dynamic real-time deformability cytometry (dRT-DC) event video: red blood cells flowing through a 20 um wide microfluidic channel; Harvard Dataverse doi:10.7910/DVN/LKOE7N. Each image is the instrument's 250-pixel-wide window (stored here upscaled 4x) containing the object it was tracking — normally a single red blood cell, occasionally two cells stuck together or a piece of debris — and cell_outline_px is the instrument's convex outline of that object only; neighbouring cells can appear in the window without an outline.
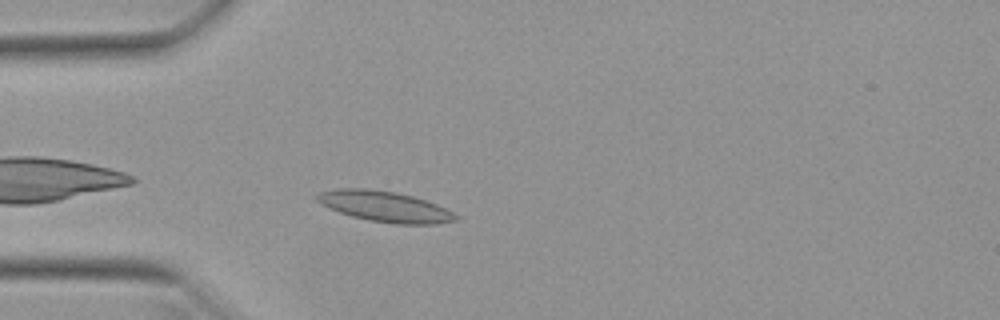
{"species": "Egyptian fruit bat (a non-hibernating species)", "species_latin": "Rousettus aegyptiacus", "temperature_condition": "warm", "stored_images_in_passage": 39, "camera_frame_rate_fps": 3000, "um_per_image_px": 0.085, "animal": {"sex": "female"}, "frame": {"image": 1, "passage_image": 2, "time_ms": 0.333, "image_size_px": [1000, 320], "cell_outline_px": [[460, 216], [456, 220], [436, 224], [396, 224], [368, 220], [352, 216], [328, 208], [320, 204], [316, 200], [316, 196], [320, 192], [336, 188], [368, 188], [396, 192], [412, 196], [436, 204]], "centroid_in_image_um": [32.68, 17.55], "position_along_channel_um": 52.3, "area_um2": 24.74}}
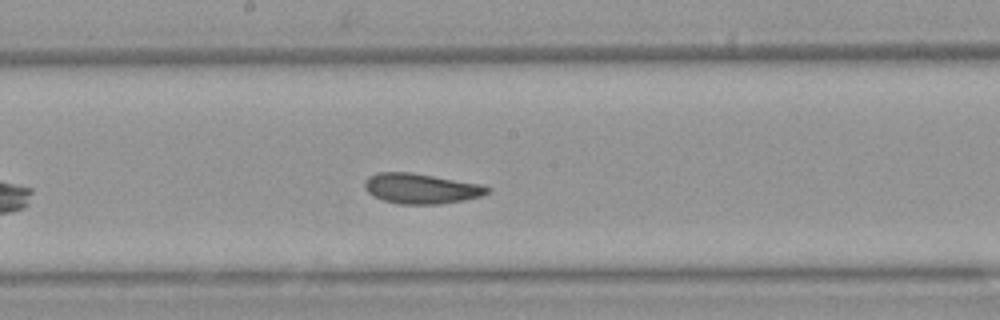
{"frame": {"image": 2, "passage_image": 15, "time_ms": 4.667, "image_size_px": [1000, 320], "cell_outline_px": [[492, 192], [480, 196], [464, 200], [440, 204], [396, 204], [372, 196], [364, 188], [364, 180], [368, 176], [376, 172], [412, 172], [480, 184], [492, 188]], "centroid_in_image_um": [35.77, 16.02], "position_along_channel_um": 212.4, "area_um2": 21.85}}
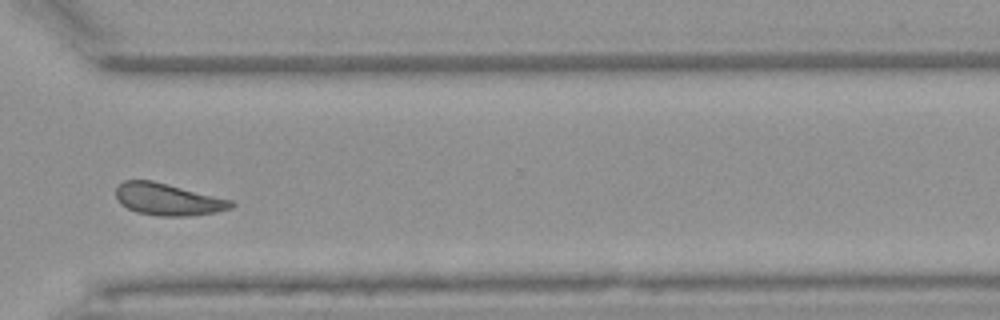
{"frame": {"image": 3, "passage_image": 26, "time_ms": 8.333, "image_size_px": [1000, 320], "cell_outline_px": [[236, 204], [232, 208], [216, 212], [188, 216], [160, 216], [136, 212], [120, 204], [116, 200], [116, 188], [124, 180], [152, 180], [232, 200]], "centroid_in_image_um": [14.26, 16.95], "position_along_channel_um": 356.3, "area_um2": 21.5}, "authors_computed_cell_mechanics": {"area_um2": 21.675, "velocity_mm_per_s": 3.9231, "shape_relaxation_time_tau1_ms": 4.8688, "shape_relaxation_time_tau2_ms": 3.9821, "deformation_change_tau1": 0.1069, "deformation_change_tau2": 0.0883}}